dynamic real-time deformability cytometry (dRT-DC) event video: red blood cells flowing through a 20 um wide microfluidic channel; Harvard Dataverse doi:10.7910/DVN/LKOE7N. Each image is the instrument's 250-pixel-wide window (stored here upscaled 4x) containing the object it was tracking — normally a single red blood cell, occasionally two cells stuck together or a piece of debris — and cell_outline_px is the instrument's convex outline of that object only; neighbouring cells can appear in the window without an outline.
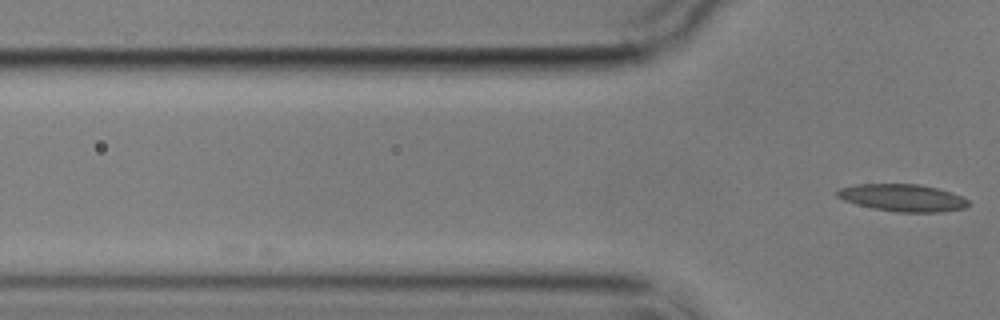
{"species": "common noctule bat (a hibernating species)", "species_latin": "Nyctalus noctula", "temperature_condition": "cold", "stored_images_in_passage": 3, "camera_frame_rate_fps": 3000, "um_per_image_px": 0.085, "animal": {"sex": "male", "body_mass_g": 17.9}, "frame": {"image": 1, "passage_image": 3, "time_ms": 3.0, "image_size_px": [1000, 320], "cell_outline_px": [[968, 204], [964, 208], [940, 212], [896, 212], [872, 208], [856, 204], [844, 200], [836, 196], [836, 188], [856, 184], [920, 184], [952, 192], [968, 200]], "centroid_in_image_um": [76.67, 16.8], "position_along_channel_um": 49.1, "area_um2": 20.87}}